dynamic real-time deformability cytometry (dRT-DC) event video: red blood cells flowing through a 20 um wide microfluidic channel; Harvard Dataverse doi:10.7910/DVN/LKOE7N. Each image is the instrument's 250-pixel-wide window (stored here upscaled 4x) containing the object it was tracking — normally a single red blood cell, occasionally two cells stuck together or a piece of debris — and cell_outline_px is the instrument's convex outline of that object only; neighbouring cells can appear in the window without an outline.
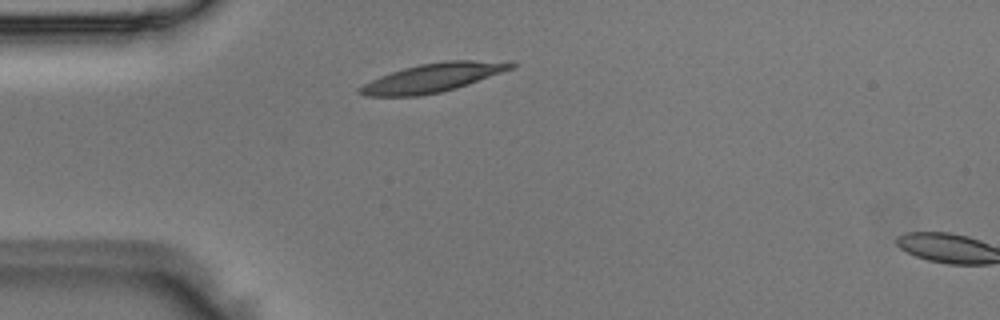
{"species": "Egyptian fruit bat (a non-hibernating species)", "species_latin": "Rousettus aegyptiacus", "temperature_condition": "room temperature", "stored_images_in_passage": 2, "segment_of_instrument_passage": [1, 2], "camera_frame_rate_fps": 3000, "um_per_image_px": 0.085, "animal": {"sex": "male"}, "frame": {"image": 1, "passage_image": 1, "time_ms": 0.0, "image_size_px": [1000, 320], "cell_outline_px": [[516, 64], [512, 68], [468, 84], [456, 88], [440, 92], [420, 96], [364, 96], [356, 92], [356, 88], [380, 76], [404, 68], [420, 64], [444, 60], [512, 60]], "centroid_in_image_um": [36.8, 6.59], "position_along_channel_um": 48.2, "area_um2": 25.43}}